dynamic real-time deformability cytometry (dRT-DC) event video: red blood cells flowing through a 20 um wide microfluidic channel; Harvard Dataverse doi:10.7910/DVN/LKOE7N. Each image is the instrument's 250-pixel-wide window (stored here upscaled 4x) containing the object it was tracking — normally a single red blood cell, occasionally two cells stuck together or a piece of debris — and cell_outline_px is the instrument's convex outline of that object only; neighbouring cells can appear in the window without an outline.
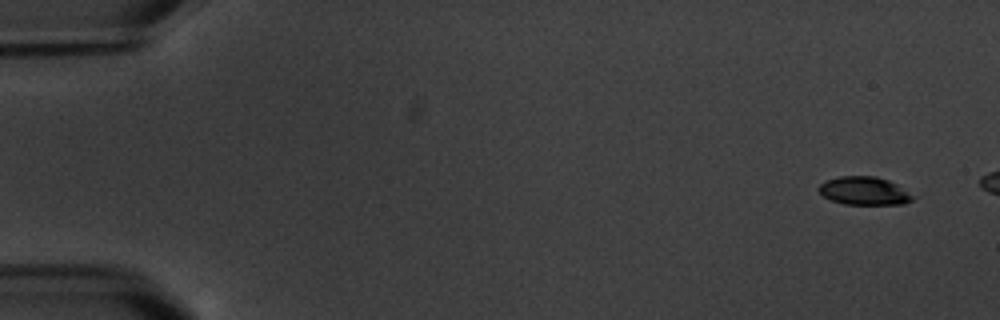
{"species": "common noctule bat (a hibernating species)", "species_latin": "Nyctalus noctula", "temperature_condition": "warm", "stored_images_in_passage": 3, "camera_frame_rate_fps": 3000, "um_per_image_px": 0.085, "animal": {"sex": "male", "body_mass_g": 20.1, "forearm_length_mm": 53.5}, "frame": {"image": 1, "passage_image": 1, "time_ms": 0.0, "image_size_px": [1000, 320], "cell_outline_px": [[916, 196], [912, 200], [904, 204], [844, 204], [832, 200], [824, 196], [816, 188], [824, 180], [840, 176], [876, 176], [888, 180], [896, 184]], "centroid_in_image_um": [73.45, 16.22], "position_along_channel_um": 11.5, "area_um2": 15.49}}